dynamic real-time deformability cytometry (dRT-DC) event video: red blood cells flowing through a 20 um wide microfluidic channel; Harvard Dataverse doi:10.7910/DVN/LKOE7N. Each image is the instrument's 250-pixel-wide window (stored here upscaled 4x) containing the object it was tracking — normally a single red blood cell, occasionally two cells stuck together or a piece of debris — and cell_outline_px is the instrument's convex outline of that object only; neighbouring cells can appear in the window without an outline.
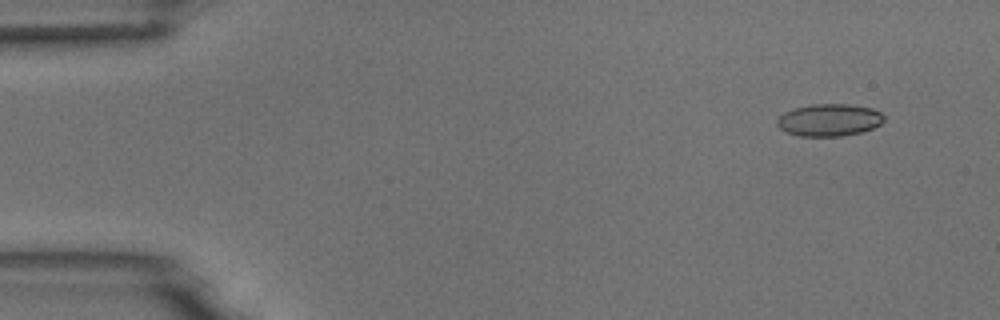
{"species": "common noctule bat (a hibernating species)", "species_latin": "Nyctalus noctula", "temperature_condition": "room temperature", "stored_images_in_passage": 4, "camera_frame_rate_fps": 3000, "um_per_image_px": 0.085, "animal": {"sex": "male", "body_mass_g": 18.8}, "frame": {"image": 1, "passage_image": 1, "time_ms": 0.0, "image_size_px": [1000, 320], "cell_outline_px": [[884, 120], [880, 124], [872, 128], [860, 132], [840, 136], [800, 136], [784, 132], [776, 124], [776, 120], [784, 112], [792, 108], [812, 104], [848, 104], [872, 108], [880, 112], [884, 116]], "centroid_in_image_um": [70.44, 10.19], "position_along_channel_um": 14.6, "area_um2": 20.17}}
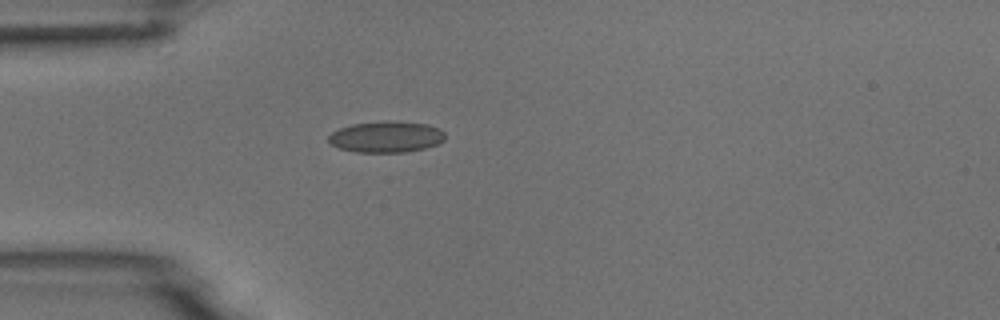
{"frame": {"image": 2, "passage_image": 4, "time_ms": 1.0, "image_size_px": [1000, 320], "cell_outline_px": [[444, 140], [436, 144], [424, 148], [404, 152], [356, 152], [340, 148], [332, 144], [328, 140], [328, 136], [332, 132], [340, 128], [352, 124], [388, 120], [428, 124], [440, 128], [444, 132]], "centroid_in_image_um": [32.83, 11.62], "position_along_channel_um": 52.2, "area_um2": 21.15}}